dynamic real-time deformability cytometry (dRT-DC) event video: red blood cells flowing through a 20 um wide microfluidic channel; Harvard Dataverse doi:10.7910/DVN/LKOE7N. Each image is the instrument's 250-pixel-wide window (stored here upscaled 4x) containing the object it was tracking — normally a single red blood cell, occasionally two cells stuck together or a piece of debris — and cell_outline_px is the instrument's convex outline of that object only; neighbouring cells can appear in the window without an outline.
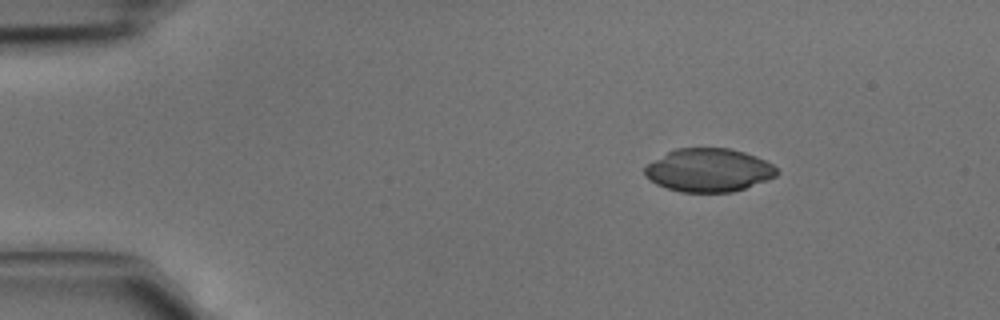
{"species": "common noctule bat (a hibernating species)", "species_latin": "Nyctalus noctula", "temperature_condition": "cold", "stored_images_in_passage": 4, "camera_frame_rate_fps": 3000, "um_per_image_px": 0.085, "animal": {"sex": "male", "body_mass_g": 15.6}, "frame": {"image": 1, "passage_image": 1, "time_ms": 0.0, "image_size_px": [1000, 320], "cell_outline_px": [[780, 172], [776, 176], [768, 180], [732, 192], [680, 192], [656, 184], [644, 176], [644, 168], [648, 164], [668, 152], [676, 148], [728, 148], [744, 152], [756, 156], [772, 164]], "centroid_in_image_um": [60.25, 14.47], "position_along_channel_um": 24.8, "area_um2": 33.23}}